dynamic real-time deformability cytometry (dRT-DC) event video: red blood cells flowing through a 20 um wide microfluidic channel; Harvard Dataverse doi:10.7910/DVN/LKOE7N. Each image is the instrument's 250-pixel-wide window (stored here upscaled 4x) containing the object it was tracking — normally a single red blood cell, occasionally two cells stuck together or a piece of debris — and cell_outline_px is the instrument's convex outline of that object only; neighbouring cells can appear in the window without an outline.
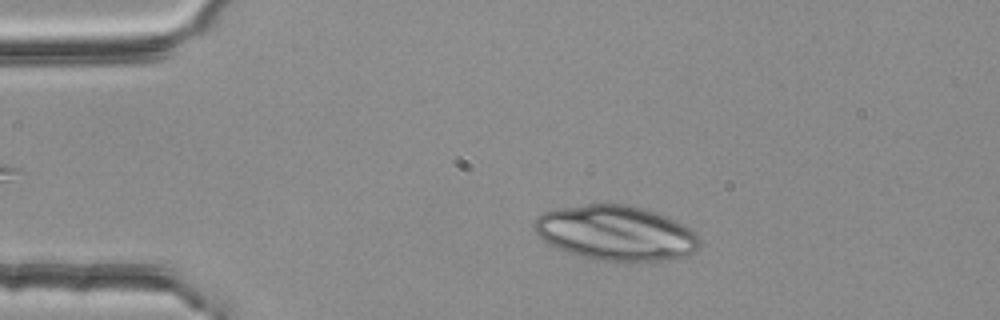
{"species": "common noctule bat (a hibernating species)", "species_latin": "Nyctalus noctula", "temperature_condition": "room temperature", "stored_images_in_passage": 43, "camera_frame_rate_fps": 3000, "um_per_image_px": 0.085, "animal": {"sex": "female", "body_mass_g": 25.1}, "frame": {"image": 1, "passage_image": 8, "time_ms": 2.333, "image_size_px": [1000, 320], "cell_outline_px": [[700, 244], [688, 256], [672, 260], [640, 264], [596, 260], [580, 256], [568, 252], [548, 244], [536, 232], [532, 224], [532, 220], [536, 216], [552, 208], [588, 204], [624, 204], [640, 208], [668, 216], [692, 228], [696, 232], [700, 240]], "centroid_in_image_um": [52.37, 19.84], "position_along_channel_um": 32.6, "area_um2": 54.16}}
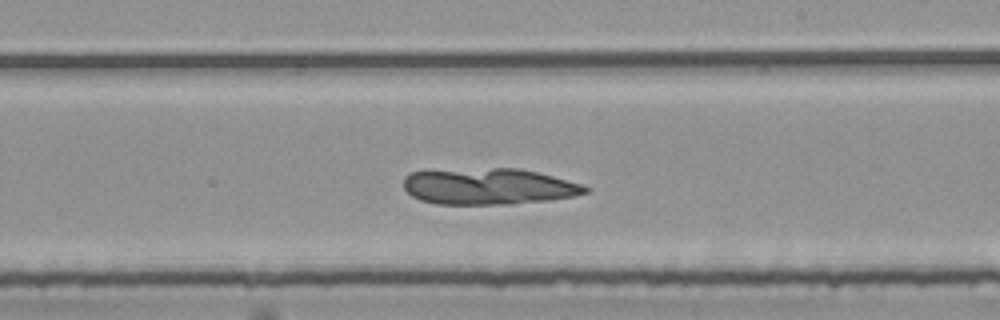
{"frame": {"image": 2, "passage_image": 29, "time_ms": 9.333, "image_size_px": [1000, 320], "cell_outline_px": [[592, 188], [588, 192], [572, 196], [548, 200], [512, 204], [436, 204], [420, 200], [412, 196], [404, 188], [404, 176], [412, 172], [492, 168], [520, 168], [584, 184]], "centroid_in_image_um": [41.57, 15.85], "position_along_channel_um": 247.4, "area_um2": 38.26}}
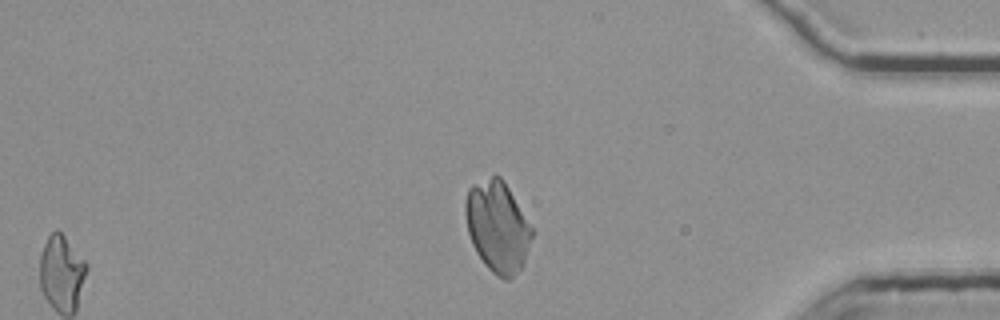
{"frame": {"image": 3, "passage_image": 43, "time_ms": 14.0, "image_size_px": [1000, 320], "cell_outline_px": [[532, 236], [524, 264], [508, 280], [504, 280], [492, 272], [484, 264], [476, 252], [472, 244], [468, 232], [464, 212], [464, 204], [468, 188], [472, 184], [492, 176], [500, 176], [504, 180], [532, 228]], "centroid_in_image_um": [42.26, 19.26], "position_along_channel_um": 392.9, "area_um2": 35.14}}